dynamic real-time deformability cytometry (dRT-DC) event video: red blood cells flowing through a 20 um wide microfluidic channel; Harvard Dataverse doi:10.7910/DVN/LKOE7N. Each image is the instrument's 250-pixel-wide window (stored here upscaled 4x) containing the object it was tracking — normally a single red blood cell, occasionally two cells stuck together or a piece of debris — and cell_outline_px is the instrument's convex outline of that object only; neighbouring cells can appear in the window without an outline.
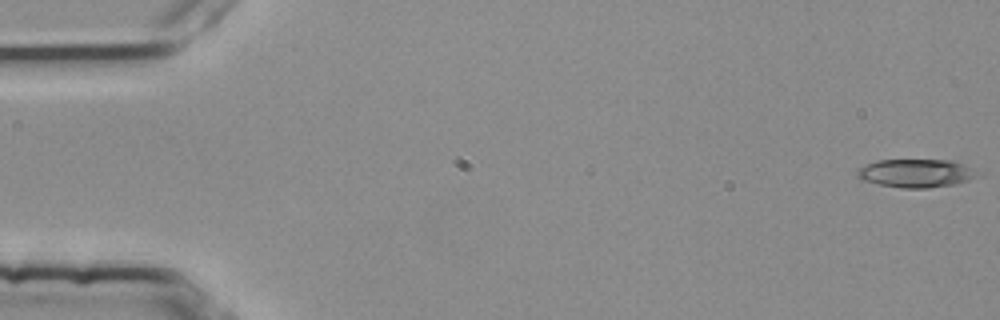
{"species": "common noctule bat (a hibernating species)", "species_latin": "Nyctalus noctula", "temperature_condition": "room temperature", "stored_images_in_passage": 54, "camera_frame_rate_fps": 3000, "um_per_image_px": 0.085, "animal": {"sex": "female", "body_mass_g": 25.1}, "frame": {"image": 1, "passage_image": 1, "time_ms": 0.0, "image_size_px": [1000, 320], "cell_outline_px": [[980, 172], [976, 176], [968, 180], [956, 184], [928, 188], [900, 188], [860, 180], [856, 172], [856, 168], [876, 160], [952, 160], [964, 164]], "centroid_in_image_um": [77.84, 14.72], "position_along_channel_um": 7.2, "area_um2": 20.0}}
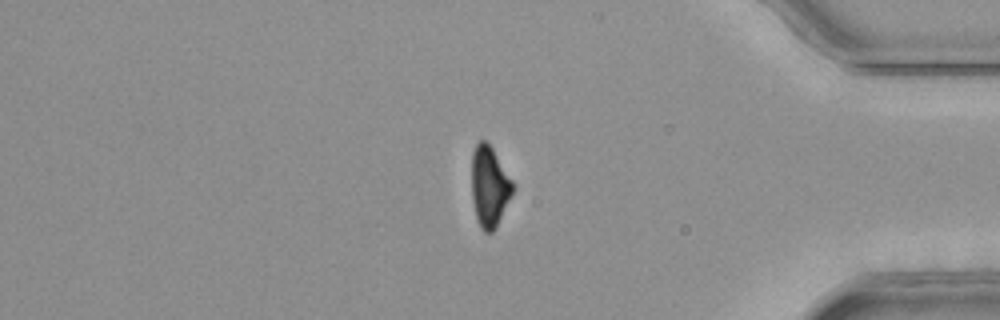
{"frame": {"image": 2, "passage_image": 46, "time_ms": 15.0, "image_size_px": [1000, 320], "cell_outline_px": [[512, 192], [496, 228], [492, 232], [484, 232], [480, 228], [476, 220], [472, 200], [472, 152], [476, 144], [480, 140], [484, 140], [492, 148], [512, 180]], "centroid_in_image_um": [41.56, 15.88], "position_along_channel_um": 393.6, "area_um2": 19.07}}
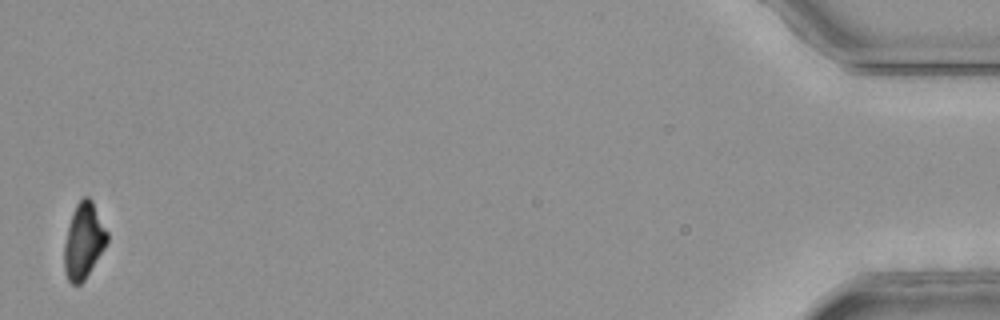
{"frame": {"image": 3, "passage_image": 54, "time_ms": 17.667, "image_size_px": [1000, 320], "cell_outline_px": [[108, 240], [104, 248], [84, 280], [80, 284], [72, 284], [68, 280], [64, 272], [64, 244], [68, 228], [76, 204], [84, 196], [88, 196], [92, 200], [108, 232]], "centroid_in_image_um": [7.11, 20.48], "position_along_channel_um": 428.1, "area_um2": 18.67}, "authors_computed_cell_mechanics": {"area_um2": 20.1722, "velocity_mm_per_s": 3.7899, "shape_relaxation_time_tau1_ms": null, "shape_relaxation_time_tau2_ms": 7.5153, "deformation_change_tau1": null, "deformation_change_tau2": 0.1531}}